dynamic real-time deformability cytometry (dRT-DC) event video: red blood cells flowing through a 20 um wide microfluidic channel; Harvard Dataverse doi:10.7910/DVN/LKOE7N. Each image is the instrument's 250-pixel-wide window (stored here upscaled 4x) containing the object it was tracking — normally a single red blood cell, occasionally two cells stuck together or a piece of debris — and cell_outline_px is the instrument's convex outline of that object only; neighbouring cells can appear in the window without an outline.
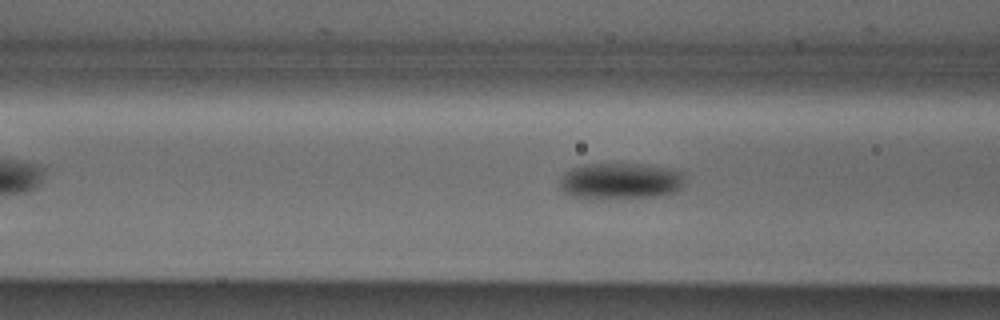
{"species": "Egyptian fruit bat (a non-hibernating species)", "species_latin": "Rousettus aegyptiacus", "temperature_condition": "cold", "stored_images_in_passage": 47, "camera_frame_rate_fps": 3000, "um_per_image_px": 0.085, "animal": {"sex": "male"}, "frame": {"image": 1, "passage_image": 13, "time_ms": 4.0, "image_size_px": [1000, 320], "cell_outline_px": [[684, 176], [680, 188], [672, 192], [656, 196], [572, 196], [564, 192], [560, 188], [560, 180], [572, 168], [588, 164], [640, 164], [664, 168], [680, 172]], "centroid_in_image_um": [52.73, 15.35], "position_along_channel_um": 113.9, "area_um2": 24.97}}
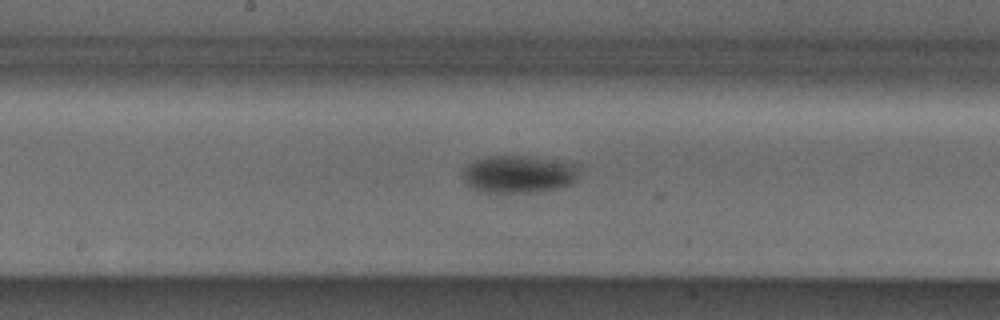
{"frame": {"image": 2, "passage_image": 20, "time_ms": 6.333, "image_size_px": [1000, 320], "cell_outline_px": [[580, 164], [576, 180], [572, 184], [560, 188], [528, 192], [480, 192], [472, 188], [464, 180], [464, 168], [468, 164], [476, 160], [488, 156], [532, 156]], "centroid_in_image_um": [44.14, 14.79], "position_along_channel_um": 204.1, "area_um2": 25.55}}
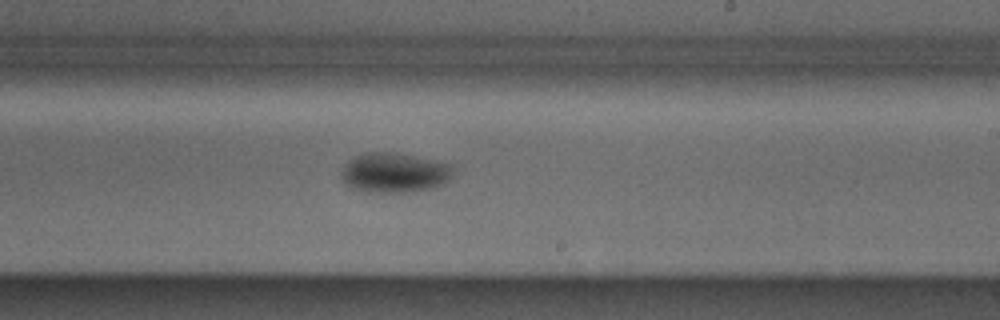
{"frame": {"image": 3, "passage_image": 24, "time_ms": 7.667, "image_size_px": [1000, 320], "cell_outline_px": [[452, 176], [444, 184], [436, 188], [412, 192], [368, 192], [352, 188], [340, 176], [340, 172], [344, 164], [348, 160], [356, 156], [368, 152], [396, 152], [436, 160], [448, 164]], "centroid_in_image_um": [33.5, 14.68], "position_along_channel_um": 255.5, "area_um2": 26.07}, "authors_computed_cell_mechanics": {"area_um2": 23.9292, "velocity_mm_per_s": 3.8748, "shape_relaxation_time_tau1_ms": 3.347, "shape_relaxation_time_tau2_ms": null, "deformation_change_tau1": 0.1001, "deformation_change_tau2": null}}